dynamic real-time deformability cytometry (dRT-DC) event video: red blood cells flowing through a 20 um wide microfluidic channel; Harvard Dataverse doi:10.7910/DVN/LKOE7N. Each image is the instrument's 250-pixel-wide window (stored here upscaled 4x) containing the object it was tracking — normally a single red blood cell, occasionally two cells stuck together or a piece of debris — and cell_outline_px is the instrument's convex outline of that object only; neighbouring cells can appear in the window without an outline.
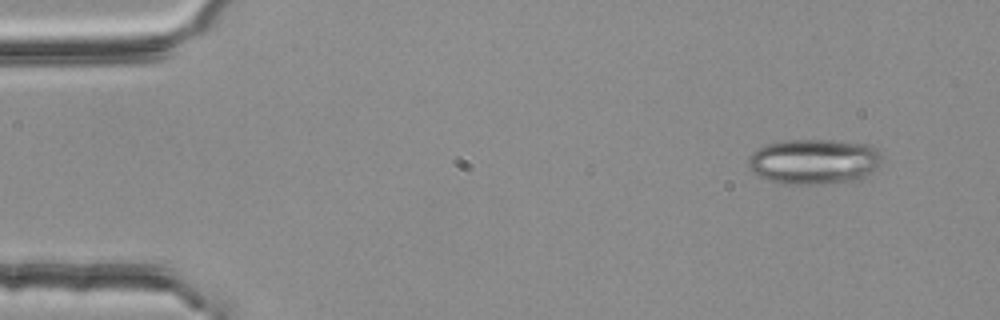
{"species": "common noctule bat (a hibernating species)", "species_latin": "Nyctalus noctula", "temperature_condition": "room temperature", "stored_images_in_passage": 3, "camera_frame_rate_fps": 3000, "um_per_image_px": 0.085, "animal": {"sex": "female", "body_mass_g": 25.1}, "frame": {"image": 1, "passage_image": 1, "time_ms": 0.0, "image_size_px": [1000, 320], "cell_outline_px": [[884, 164], [860, 180], [824, 184], [784, 184], [756, 176], [748, 168], [748, 156], [752, 152], [768, 144], [784, 140], [836, 140], [872, 144], [884, 156]], "centroid_in_image_um": [69.26, 13.73], "position_along_channel_um": 15.7, "area_um2": 36.18}}